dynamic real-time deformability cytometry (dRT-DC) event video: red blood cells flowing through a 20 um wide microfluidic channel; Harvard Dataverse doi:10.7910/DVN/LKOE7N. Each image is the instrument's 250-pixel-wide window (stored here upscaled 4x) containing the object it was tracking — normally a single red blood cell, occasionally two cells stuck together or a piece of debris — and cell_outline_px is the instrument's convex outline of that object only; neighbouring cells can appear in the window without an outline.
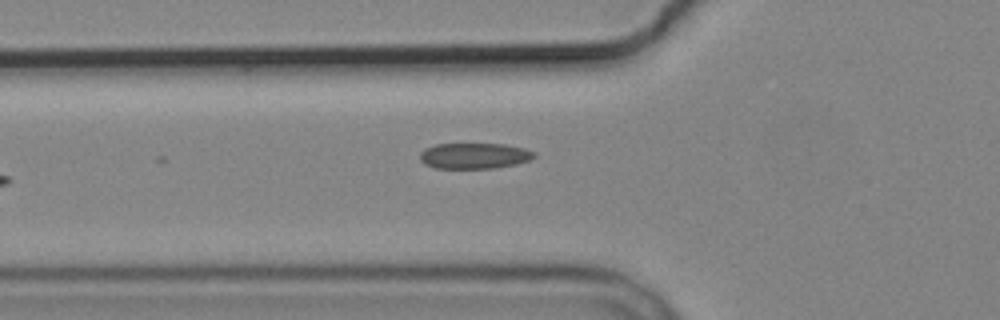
{"species": "common noctule bat (a hibernating species)", "species_latin": "Nyctalus noctula", "temperature_condition": "cold", "stored_images_in_passage": 5, "camera_frame_rate_fps": 3000, "um_per_image_px": 0.085, "animal": {"sex": "male", "body_mass_g": 19.2, "forearm_length_mm": 51.8}, "frame": {"image": 1, "passage_image": 5, "time_ms": 4.667, "image_size_px": [1000, 320], "cell_outline_px": [[536, 156], [528, 160], [516, 164], [492, 168], [436, 168], [424, 164], [420, 160], [420, 152], [424, 148], [436, 144], [504, 144], [524, 148], [536, 152]], "centroid_in_image_um": [40.3, 13.24], "position_along_channel_um": 85.5, "area_um2": 17.17}}